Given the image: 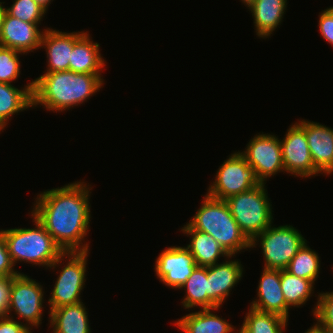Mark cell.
<instances>
[{
    "label": "cell",
    "instance_id": "cell-1",
    "mask_svg": "<svg viewBox=\"0 0 333 333\" xmlns=\"http://www.w3.org/2000/svg\"><path fill=\"white\" fill-rule=\"evenodd\" d=\"M88 186L76 181L37 195L31 214L63 252H89V244L82 243L89 233L91 218L89 194L92 188Z\"/></svg>",
    "mask_w": 333,
    "mask_h": 333
},
{
    "label": "cell",
    "instance_id": "cell-2",
    "mask_svg": "<svg viewBox=\"0 0 333 333\" xmlns=\"http://www.w3.org/2000/svg\"><path fill=\"white\" fill-rule=\"evenodd\" d=\"M101 75L70 70L44 72L33 81L32 108L39 104L46 110L58 112L78 106L100 91L104 85Z\"/></svg>",
    "mask_w": 333,
    "mask_h": 333
},
{
    "label": "cell",
    "instance_id": "cell-3",
    "mask_svg": "<svg viewBox=\"0 0 333 333\" xmlns=\"http://www.w3.org/2000/svg\"><path fill=\"white\" fill-rule=\"evenodd\" d=\"M35 228H11L2 230L7 250L16 266L17 261L56 268L66 259L65 252L55 243L52 236L33 215ZM61 262V263H60Z\"/></svg>",
    "mask_w": 333,
    "mask_h": 333
},
{
    "label": "cell",
    "instance_id": "cell-4",
    "mask_svg": "<svg viewBox=\"0 0 333 333\" xmlns=\"http://www.w3.org/2000/svg\"><path fill=\"white\" fill-rule=\"evenodd\" d=\"M191 228L211 235L229 255L251 248L225 200L205 195L201 207L187 223Z\"/></svg>",
    "mask_w": 333,
    "mask_h": 333
},
{
    "label": "cell",
    "instance_id": "cell-5",
    "mask_svg": "<svg viewBox=\"0 0 333 333\" xmlns=\"http://www.w3.org/2000/svg\"><path fill=\"white\" fill-rule=\"evenodd\" d=\"M265 184L225 200L241 232L250 242L273 223L272 204Z\"/></svg>",
    "mask_w": 333,
    "mask_h": 333
},
{
    "label": "cell",
    "instance_id": "cell-6",
    "mask_svg": "<svg viewBox=\"0 0 333 333\" xmlns=\"http://www.w3.org/2000/svg\"><path fill=\"white\" fill-rule=\"evenodd\" d=\"M257 242H260L264 255L263 268L285 270L306 239L291 225L273 227L271 224L251 241V248Z\"/></svg>",
    "mask_w": 333,
    "mask_h": 333
},
{
    "label": "cell",
    "instance_id": "cell-7",
    "mask_svg": "<svg viewBox=\"0 0 333 333\" xmlns=\"http://www.w3.org/2000/svg\"><path fill=\"white\" fill-rule=\"evenodd\" d=\"M215 176L214 182L207 189V195L220 200H226L262 184L240 151L231 154Z\"/></svg>",
    "mask_w": 333,
    "mask_h": 333
},
{
    "label": "cell",
    "instance_id": "cell-8",
    "mask_svg": "<svg viewBox=\"0 0 333 333\" xmlns=\"http://www.w3.org/2000/svg\"><path fill=\"white\" fill-rule=\"evenodd\" d=\"M68 263L59 272L57 281L48 300L50 311L66 305H73L81 300V291L85 287L87 252H65Z\"/></svg>",
    "mask_w": 333,
    "mask_h": 333
},
{
    "label": "cell",
    "instance_id": "cell-9",
    "mask_svg": "<svg viewBox=\"0 0 333 333\" xmlns=\"http://www.w3.org/2000/svg\"><path fill=\"white\" fill-rule=\"evenodd\" d=\"M44 290L42 285L25 274L19 273L13 276V284L10 291L7 316L11 311L22 318L26 327L31 330L42 324ZM32 328H31V327Z\"/></svg>",
    "mask_w": 333,
    "mask_h": 333
},
{
    "label": "cell",
    "instance_id": "cell-10",
    "mask_svg": "<svg viewBox=\"0 0 333 333\" xmlns=\"http://www.w3.org/2000/svg\"><path fill=\"white\" fill-rule=\"evenodd\" d=\"M240 153L255 170L261 183H265L267 178L285 171L280 139L275 135L256 134L247 144L245 151Z\"/></svg>",
    "mask_w": 333,
    "mask_h": 333
},
{
    "label": "cell",
    "instance_id": "cell-11",
    "mask_svg": "<svg viewBox=\"0 0 333 333\" xmlns=\"http://www.w3.org/2000/svg\"><path fill=\"white\" fill-rule=\"evenodd\" d=\"M285 172L301 177L321 174L314 166L307 138L305 119L292 124L283 140L280 139Z\"/></svg>",
    "mask_w": 333,
    "mask_h": 333
},
{
    "label": "cell",
    "instance_id": "cell-12",
    "mask_svg": "<svg viewBox=\"0 0 333 333\" xmlns=\"http://www.w3.org/2000/svg\"><path fill=\"white\" fill-rule=\"evenodd\" d=\"M154 266L156 277L163 284L179 289L198 265L185 246H171L158 255Z\"/></svg>",
    "mask_w": 333,
    "mask_h": 333
},
{
    "label": "cell",
    "instance_id": "cell-13",
    "mask_svg": "<svg viewBox=\"0 0 333 333\" xmlns=\"http://www.w3.org/2000/svg\"><path fill=\"white\" fill-rule=\"evenodd\" d=\"M41 23H27L5 13L0 30V46L22 53L40 49L43 31L38 29Z\"/></svg>",
    "mask_w": 333,
    "mask_h": 333
},
{
    "label": "cell",
    "instance_id": "cell-14",
    "mask_svg": "<svg viewBox=\"0 0 333 333\" xmlns=\"http://www.w3.org/2000/svg\"><path fill=\"white\" fill-rule=\"evenodd\" d=\"M257 290L258 299L250 303L252 308L289 320L290 307L286 304L281 289V270L264 268Z\"/></svg>",
    "mask_w": 333,
    "mask_h": 333
},
{
    "label": "cell",
    "instance_id": "cell-15",
    "mask_svg": "<svg viewBox=\"0 0 333 333\" xmlns=\"http://www.w3.org/2000/svg\"><path fill=\"white\" fill-rule=\"evenodd\" d=\"M242 276L243 266L238 260L226 259L208 266V298L220 308Z\"/></svg>",
    "mask_w": 333,
    "mask_h": 333
},
{
    "label": "cell",
    "instance_id": "cell-16",
    "mask_svg": "<svg viewBox=\"0 0 333 333\" xmlns=\"http://www.w3.org/2000/svg\"><path fill=\"white\" fill-rule=\"evenodd\" d=\"M305 135L315 168L325 175L333 173V129L305 120Z\"/></svg>",
    "mask_w": 333,
    "mask_h": 333
},
{
    "label": "cell",
    "instance_id": "cell-17",
    "mask_svg": "<svg viewBox=\"0 0 333 333\" xmlns=\"http://www.w3.org/2000/svg\"><path fill=\"white\" fill-rule=\"evenodd\" d=\"M99 47V43L93 42L88 32H73L69 70L76 73L101 74L105 60L99 52Z\"/></svg>",
    "mask_w": 333,
    "mask_h": 333
},
{
    "label": "cell",
    "instance_id": "cell-18",
    "mask_svg": "<svg viewBox=\"0 0 333 333\" xmlns=\"http://www.w3.org/2000/svg\"><path fill=\"white\" fill-rule=\"evenodd\" d=\"M40 48H45L48 67L45 72H60L69 70V61L73 50V32L66 33L46 28Z\"/></svg>",
    "mask_w": 333,
    "mask_h": 333
},
{
    "label": "cell",
    "instance_id": "cell-19",
    "mask_svg": "<svg viewBox=\"0 0 333 333\" xmlns=\"http://www.w3.org/2000/svg\"><path fill=\"white\" fill-rule=\"evenodd\" d=\"M182 233L191 236L187 249L193 255L198 266L208 267L219 261V258H231L226 250L209 234L191 228L187 223L181 228Z\"/></svg>",
    "mask_w": 333,
    "mask_h": 333
},
{
    "label": "cell",
    "instance_id": "cell-20",
    "mask_svg": "<svg viewBox=\"0 0 333 333\" xmlns=\"http://www.w3.org/2000/svg\"><path fill=\"white\" fill-rule=\"evenodd\" d=\"M86 310L83 302L51 310L49 322L53 333H91Z\"/></svg>",
    "mask_w": 333,
    "mask_h": 333
},
{
    "label": "cell",
    "instance_id": "cell-21",
    "mask_svg": "<svg viewBox=\"0 0 333 333\" xmlns=\"http://www.w3.org/2000/svg\"><path fill=\"white\" fill-rule=\"evenodd\" d=\"M287 0H255L250 9L256 35L260 38L271 37V34L282 22L286 12Z\"/></svg>",
    "mask_w": 333,
    "mask_h": 333
},
{
    "label": "cell",
    "instance_id": "cell-22",
    "mask_svg": "<svg viewBox=\"0 0 333 333\" xmlns=\"http://www.w3.org/2000/svg\"><path fill=\"white\" fill-rule=\"evenodd\" d=\"M217 308L201 309L191 312L176 321V326L184 333H232L236 329L227 320L212 311Z\"/></svg>",
    "mask_w": 333,
    "mask_h": 333
},
{
    "label": "cell",
    "instance_id": "cell-23",
    "mask_svg": "<svg viewBox=\"0 0 333 333\" xmlns=\"http://www.w3.org/2000/svg\"><path fill=\"white\" fill-rule=\"evenodd\" d=\"M32 88L33 81L21 90L0 82V131L4 130L11 116L32 108Z\"/></svg>",
    "mask_w": 333,
    "mask_h": 333
},
{
    "label": "cell",
    "instance_id": "cell-24",
    "mask_svg": "<svg viewBox=\"0 0 333 333\" xmlns=\"http://www.w3.org/2000/svg\"><path fill=\"white\" fill-rule=\"evenodd\" d=\"M179 289L186 291L181 302L185 310L198 306L201 309L217 308L208 298V267L197 266Z\"/></svg>",
    "mask_w": 333,
    "mask_h": 333
},
{
    "label": "cell",
    "instance_id": "cell-25",
    "mask_svg": "<svg viewBox=\"0 0 333 333\" xmlns=\"http://www.w3.org/2000/svg\"><path fill=\"white\" fill-rule=\"evenodd\" d=\"M312 281L294 276L286 270H281V289L286 304L291 308L304 305L314 293Z\"/></svg>",
    "mask_w": 333,
    "mask_h": 333
},
{
    "label": "cell",
    "instance_id": "cell-26",
    "mask_svg": "<svg viewBox=\"0 0 333 333\" xmlns=\"http://www.w3.org/2000/svg\"><path fill=\"white\" fill-rule=\"evenodd\" d=\"M242 327L249 333H283L288 320L273 313L250 307ZM284 330V331H283Z\"/></svg>",
    "mask_w": 333,
    "mask_h": 333
},
{
    "label": "cell",
    "instance_id": "cell-27",
    "mask_svg": "<svg viewBox=\"0 0 333 333\" xmlns=\"http://www.w3.org/2000/svg\"><path fill=\"white\" fill-rule=\"evenodd\" d=\"M290 274L307 280L316 281L320 273V258L316 251L308 247L307 242L299 249L285 269Z\"/></svg>",
    "mask_w": 333,
    "mask_h": 333
},
{
    "label": "cell",
    "instance_id": "cell-28",
    "mask_svg": "<svg viewBox=\"0 0 333 333\" xmlns=\"http://www.w3.org/2000/svg\"><path fill=\"white\" fill-rule=\"evenodd\" d=\"M9 16L27 23H40L46 11L35 0H14L12 6L5 8Z\"/></svg>",
    "mask_w": 333,
    "mask_h": 333
},
{
    "label": "cell",
    "instance_id": "cell-29",
    "mask_svg": "<svg viewBox=\"0 0 333 333\" xmlns=\"http://www.w3.org/2000/svg\"><path fill=\"white\" fill-rule=\"evenodd\" d=\"M19 54L17 50L0 46V82L11 84L20 75Z\"/></svg>",
    "mask_w": 333,
    "mask_h": 333
},
{
    "label": "cell",
    "instance_id": "cell-30",
    "mask_svg": "<svg viewBox=\"0 0 333 333\" xmlns=\"http://www.w3.org/2000/svg\"><path fill=\"white\" fill-rule=\"evenodd\" d=\"M317 297L318 302L312 310L316 323L329 333H333V291L321 292Z\"/></svg>",
    "mask_w": 333,
    "mask_h": 333
},
{
    "label": "cell",
    "instance_id": "cell-31",
    "mask_svg": "<svg viewBox=\"0 0 333 333\" xmlns=\"http://www.w3.org/2000/svg\"><path fill=\"white\" fill-rule=\"evenodd\" d=\"M20 272L15 271L14 265L10 259L5 237L3 235L2 229L0 230V277L5 276H16Z\"/></svg>",
    "mask_w": 333,
    "mask_h": 333
},
{
    "label": "cell",
    "instance_id": "cell-32",
    "mask_svg": "<svg viewBox=\"0 0 333 333\" xmlns=\"http://www.w3.org/2000/svg\"><path fill=\"white\" fill-rule=\"evenodd\" d=\"M318 24L321 36L333 46V6L325 9L319 15Z\"/></svg>",
    "mask_w": 333,
    "mask_h": 333
},
{
    "label": "cell",
    "instance_id": "cell-33",
    "mask_svg": "<svg viewBox=\"0 0 333 333\" xmlns=\"http://www.w3.org/2000/svg\"><path fill=\"white\" fill-rule=\"evenodd\" d=\"M0 333H32L26 325L14 319L13 316L3 315L0 317Z\"/></svg>",
    "mask_w": 333,
    "mask_h": 333
},
{
    "label": "cell",
    "instance_id": "cell-34",
    "mask_svg": "<svg viewBox=\"0 0 333 333\" xmlns=\"http://www.w3.org/2000/svg\"><path fill=\"white\" fill-rule=\"evenodd\" d=\"M12 284L13 276L0 277V311L4 315H6L8 311Z\"/></svg>",
    "mask_w": 333,
    "mask_h": 333
},
{
    "label": "cell",
    "instance_id": "cell-35",
    "mask_svg": "<svg viewBox=\"0 0 333 333\" xmlns=\"http://www.w3.org/2000/svg\"><path fill=\"white\" fill-rule=\"evenodd\" d=\"M304 333H329L325 328L319 326L317 323L310 327L306 332Z\"/></svg>",
    "mask_w": 333,
    "mask_h": 333
},
{
    "label": "cell",
    "instance_id": "cell-36",
    "mask_svg": "<svg viewBox=\"0 0 333 333\" xmlns=\"http://www.w3.org/2000/svg\"><path fill=\"white\" fill-rule=\"evenodd\" d=\"M51 1L53 0H35V2L41 6L46 12H47V9H48V5L51 4Z\"/></svg>",
    "mask_w": 333,
    "mask_h": 333
},
{
    "label": "cell",
    "instance_id": "cell-37",
    "mask_svg": "<svg viewBox=\"0 0 333 333\" xmlns=\"http://www.w3.org/2000/svg\"><path fill=\"white\" fill-rule=\"evenodd\" d=\"M2 3H5V2H0V30H1V26L3 24V19H4V16H5V7H3Z\"/></svg>",
    "mask_w": 333,
    "mask_h": 333
},
{
    "label": "cell",
    "instance_id": "cell-38",
    "mask_svg": "<svg viewBox=\"0 0 333 333\" xmlns=\"http://www.w3.org/2000/svg\"><path fill=\"white\" fill-rule=\"evenodd\" d=\"M247 8L255 3V0H241Z\"/></svg>",
    "mask_w": 333,
    "mask_h": 333
},
{
    "label": "cell",
    "instance_id": "cell-39",
    "mask_svg": "<svg viewBox=\"0 0 333 333\" xmlns=\"http://www.w3.org/2000/svg\"><path fill=\"white\" fill-rule=\"evenodd\" d=\"M237 333V332H236ZM238 333H249L247 332L242 326L241 328L238 330Z\"/></svg>",
    "mask_w": 333,
    "mask_h": 333
}]
</instances>
